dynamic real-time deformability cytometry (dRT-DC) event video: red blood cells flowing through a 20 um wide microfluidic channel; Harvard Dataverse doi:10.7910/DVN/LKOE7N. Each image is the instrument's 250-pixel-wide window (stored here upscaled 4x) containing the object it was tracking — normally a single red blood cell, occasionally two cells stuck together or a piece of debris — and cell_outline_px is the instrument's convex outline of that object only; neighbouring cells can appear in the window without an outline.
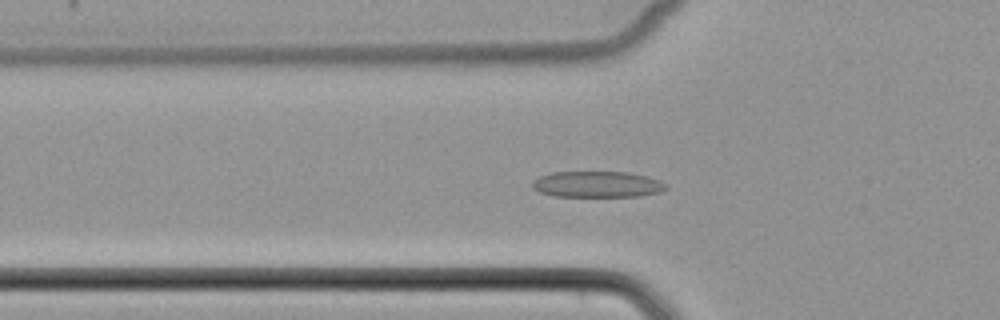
{"species": "common noctule bat (a hibernating species)", "species_latin": "Nyctalus noctula", "temperature_condition": "cold", "stored_images_in_passage": 30, "camera_frame_rate_fps": 3000, "um_per_image_px": 0.085, "animal": {"sex": "female", "body_mass_g": 22.7, "forearm_length_mm": 54.2}, "frame": {"image": 1, "passage_image": 18, "time_ms": 5.667, "image_size_px": [1000, 320], "cell_outline_px": [[668, 188], [660, 192], [640, 196], [556, 196], [540, 192], [532, 188], [532, 180], [540, 176], [552, 172], [628, 172], [648, 176], [668, 184]], "centroid_in_image_um": [50.78, 15.66], "position_along_channel_um": 75.0, "area_um2": 20.4}}
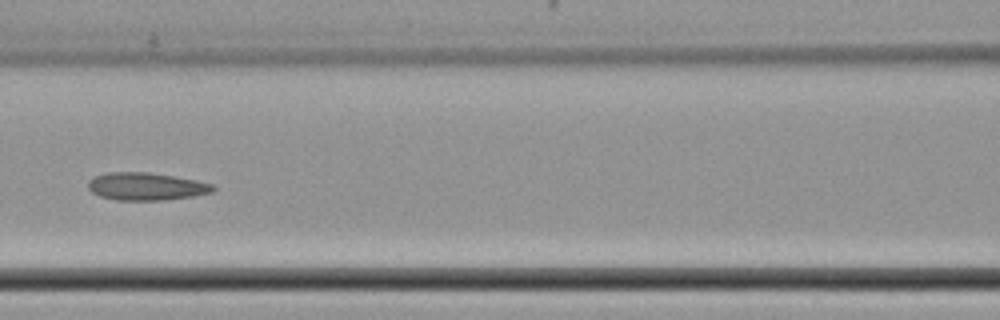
{"frame": {"image": 2, "passage_image": 24, "time_ms": 7.667, "image_size_px": [1000, 320], "cell_outline_px": [[216, 188], [212, 192], [192, 196], [164, 200], [116, 200], [100, 196], [92, 192], [88, 188], [88, 180], [96, 176], [108, 172], [148, 172], [196, 180], [212, 184]], "centroid_in_image_um": [12.41, 15.85], "position_along_channel_um": 154.2, "area_um2": 20.0}}
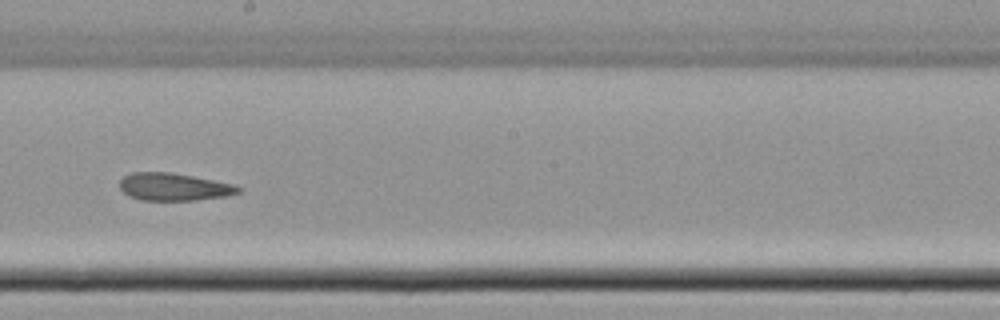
{"frame": {"image": 3, "passage_image": 30, "time_ms": 9.667, "image_size_px": [1000, 320], "cell_outline_px": [[240, 192], [224, 196], [196, 200], [140, 200], [128, 196], [120, 188], [120, 180], [124, 176], [132, 172], [172, 172], [232, 184], [240, 188]], "centroid_in_image_um": [14.72, 15.88], "position_along_channel_um": 233.5, "area_um2": 18.84}}